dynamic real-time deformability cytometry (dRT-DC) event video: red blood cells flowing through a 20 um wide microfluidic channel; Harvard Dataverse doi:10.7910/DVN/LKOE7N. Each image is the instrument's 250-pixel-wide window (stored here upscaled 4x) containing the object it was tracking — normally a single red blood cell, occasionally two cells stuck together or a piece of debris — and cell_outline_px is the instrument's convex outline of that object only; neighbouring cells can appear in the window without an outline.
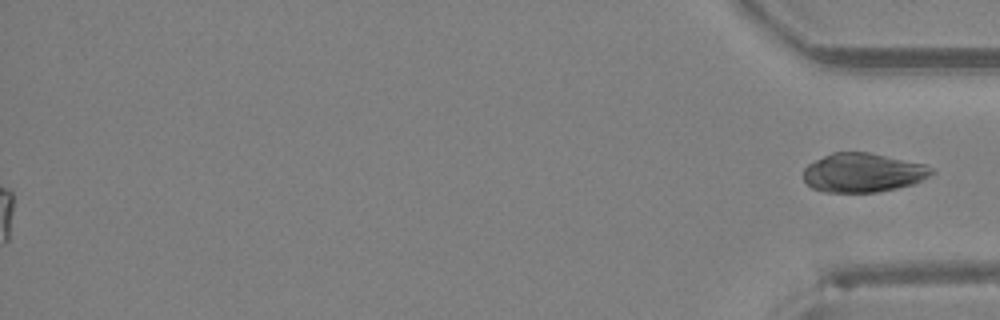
{"species": "Egyptian fruit bat (a non-hibernating species)", "species_latin": "Rousettus aegyptiacus", "temperature_condition": "room temperature", "stored_images_in_passage": 33, "segment_of_instrument_passage": [2, 2], "camera_frame_rate_fps": 3000, "um_per_image_px": 0.085, "animal": {"sex": "female"}, "frame": {"image": 1, "passage_image": 33, "time_ms": 10.667, "image_size_px": [1000, 320], "cell_outline_px": [[936, 172], [912, 184], [896, 188], [876, 192], [824, 192], [812, 188], [804, 180], [804, 168], [808, 164], [832, 152], [868, 152], [924, 164], [932, 168]], "centroid_in_image_um": [73.33, 14.68], "position_along_channel_um": 361.9, "area_um2": 28.9}}